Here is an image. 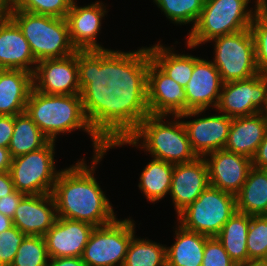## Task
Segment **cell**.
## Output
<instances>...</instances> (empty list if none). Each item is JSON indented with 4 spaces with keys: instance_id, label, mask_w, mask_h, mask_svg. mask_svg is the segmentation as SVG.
Listing matches in <instances>:
<instances>
[{
    "instance_id": "obj_27",
    "label": "cell",
    "mask_w": 267,
    "mask_h": 266,
    "mask_svg": "<svg viewBox=\"0 0 267 266\" xmlns=\"http://www.w3.org/2000/svg\"><path fill=\"white\" fill-rule=\"evenodd\" d=\"M174 165L152 158L140 174L139 190L147 201L154 203L170 193Z\"/></svg>"
},
{
    "instance_id": "obj_22",
    "label": "cell",
    "mask_w": 267,
    "mask_h": 266,
    "mask_svg": "<svg viewBox=\"0 0 267 266\" xmlns=\"http://www.w3.org/2000/svg\"><path fill=\"white\" fill-rule=\"evenodd\" d=\"M32 88V73L5 69L0 76V115L16 116L25 112Z\"/></svg>"
},
{
    "instance_id": "obj_47",
    "label": "cell",
    "mask_w": 267,
    "mask_h": 266,
    "mask_svg": "<svg viewBox=\"0 0 267 266\" xmlns=\"http://www.w3.org/2000/svg\"><path fill=\"white\" fill-rule=\"evenodd\" d=\"M5 68L0 66V76L2 75V73L4 72Z\"/></svg>"
},
{
    "instance_id": "obj_16",
    "label": "cell",
    "mask_w": 267,
    "mask_h": 266,
    "mask_svg": "<svg viewBox=\"0 0 267 266\" xmlns=\"http://www.w3.org/2000/svg\"><path fill=\"white\" fill-rule=\"evenodd\" d=\"M223 81L212 61L194 56V70L184 88L187 111L216 109Z\"/></svg>"
},
{
    "instance_id": "obj_39",
    "label": "cell",
    "mask_w": 267,
    "mask_h": 266,
    "mask_svg": "<svg viewBox=\"0 0 267 266\" xmlns=\"http://www.w3.org/2000/svg\"><path fill=\"white\" fill-rule=\"evenodd\" d=\"M252 166L258 169H267V129L261 144L252 158Z\"/></svg>"
},
{
    "instance_id": "obj_19",
    "label": "cell",
    "mask_w": 267,
    "mask_h": 266,
    "mask_svg": "<svg viewBox=\"0 0 267 266\" xmlns=\"http://www.w3.org/2000/svg\"><path fill=\"white\" fill-rule=\"evenodd\" d=\"M22 233L44 236L57 220L56 203L52 193L25 195L12 218Z\"/></svg>"
},
{
    "instance_id": "obj_36",
    "label": "cell",
    "mask_w": 267,
    "mask_h": 266,
    "mask_svg": "<svg viewBox=\"0 0 267 266\" xmlns=\"http://www.w3.org/2000/svg\"><path fill=\"white\" fill-rule=\"evenodd\" d=\"M201 266H237L217 237L206 240Z\"/></svg>"
},
{
    "instance_id": "obj_8",
    "label": "cell",
    "mask_w": 267,
    "mask_h": 266,
    "mask_svg": "<svg viewBox=\"0 0 267 266\" xmlns=\"http://www.w3.org/2000/svg\"><path fill=\"white\" fill-rule=\"evenodd\" d=\"M10 18L22 30L37 62L44 59L67 57L77 50L69 37L66 18L14 10Z\"/></svg>"
},
{
    "instance_id": "obj_11",
    "label": "cell",
    "mask_w": 267,
    "mask_h": 266,
    "mask_svg": "<svg viewBox=\"0 0 267 266\" xmlns=\"http://www.w3.org/2000/svg\"><path fill=\"white\" fill-rule=\"evenodd\" d=\"M211 41L214 42L212 62L218 69L223 83L246 80L260 73L250 28Z\"/></svg>"
},
{
    "instance_id": "obj_6",
    "label": "cell",
    "mask_w": 267,
    "mask_h": 266,
    "mask_svg": "<svg viewBox=\"0 0 267 266\" xmlns=\"http://www.w3.org/2000/svg\"><path fill=\"white\" fill-rule=\"evenodd\" d=\"M107 13L106 5L102 1L78 6L77 1L73 0L66 20L73 47L77 51L91 54L116 78L126 66L129 51L107 49L97 42L102 19Z\"/></svg>"
},
{
    "instance_id": "obj_25",
    "label": "cell",
    "mask_w": 267,
    "mask_h": 266,
    "mask_svg": "<svg viewBox=\"0 0 267 266\" xmlns=\"http://www.w3.org/2000/svg\"><path fill=\"white\" fill-rule=\"evenodd\" d=\"M235 197L238 212L250 216L267 215V169L252 167Z\"/></svg>"
},
{
    "instance_id": "obj_23",
    "label": "cell",
    "mask_w": 267,
    "mask_h": 266,
    "mask_svg": "<svg viewBox=\"0 0 267 266\" xmlns=\"http://www.w3.org/2000/svg\"><path fill=\"white\" fill-rule=\"evenodd\" d=\"M171 247L166 246V266H201L206 235L185 229L177 222Z\"/></svg>"
},
{
    "instance_id": "obj_5",
    "label": "cell",
    "mask_w": 267,
    "mask_h": 266,
    "mask_svg": "<svg viewBox=\"0 0 267 266\" xmlns=\"http://www.w3.org/2000/svg\"><path fill=\"white\" fill-rule=\"evenodd\" d=\"M33 89L52 95L115 94L116 78L91 54L82 51L37 62Z\"/></svg>"
},
{
    "instance_id": "obj_13",
    "label": "cell",
    "mask_w": 267,
    "mask_h": 266,
    "mask_svg": "<svg viewBox=\"0 0 267 266\" xmlns=\"http://www.w3.org/2000/svg\"><path fill=\"white\" fill-rule=\"evenodd\" d=\"M267 110V76L259 73L246 80L223 83L215 112L231 118Z\"/></svg>"
},
{
    "instance_id": "obj_17",
    "label": "cell",
    "mask_w": 267,
    "mask_h": 266,
    "mask_svg": "<svg viewBox=\"0 0 267 266\" xmlns=\"http://www.w3.org/2000/svg\"><path fill=\"white\" fill-rule=\"evenodd\" d=\"M209 186L208 166L204 157L174 165L169 195L178 216Z\"/></svg>"
},
{
    "instance_id": "obj_7",
    "label": "cell",
    "mask_w": 267,
    "mask_h": 266,
    "mask_svg": "<svg viewBox=\"0 0 267 266\" xmlns=\"http://www.w3.org/2000/svg\"><path fill=\"white\" fill-rule=\"evenodd\" d=\"M251 0H205L195 27L187 34L186 46L193 49L212 39L249 29L257 11Z\"/></svg>"
},
{
    "instance_id": "obj_1",
    "label": "cell",
    "mask_w": 267,
    "mask_h": 266,
    "mask_svg": "<svg viewBox=\"0 0 267 266\" xmlns=\"http://www.w3.org/2000/svg\"><path fill=\"white\" fill-rule=\"evenodd\" d=\"M115 94L52 95L31 90L26 113L50 140L82 130L92 140L93 155L108 151L114 125Z\"/></svg>"
},
{
    "instance_id": "obj_37",
    "label": "cell",
    "mask_w": 267,
    "mask_h": 266,
    "mask_svg": "<svg viewBox=\"0 0 267 266\" xmlns=\"http://www.w3.org/2000/svg\"><path fill=\"white\" fill-rule=\"evenodd\" d=\"M25 196L24 193L15 190L9 195L0 198V213L13 218L15 210L18 207L21 199Z\"/></svg>"
},
{
    "instance_id": "obj_10",
    "label": "cell",
    "mask_w": 267,
    "mask_h": 266,
    "mask_svg": "<svg viewBox=\"0 0 267 266\" xmlns=\"http://www.w3.org/2000/svg\"><path fill=\"white\" fill-rule=\"evenodd\" d=\"M55 142L12 158L10 175L15 189L25 195L50 194L54 189L60 169L55 166Z\"/></svg>"
},
{
    "instance_id": "obj_38",
    "label": "cell",
    "mask_w": 267,
    "mask_h": 266,
    "mask_svg": "<svg viewBox=\"0 0 267 266\" xmlns=\"http://www.w3.org/2000/svg\"><path fill=\"white\" fill-rule=\"evenodd\" d=\"M14 130V116L0 115V147L8 148Z\"/></svg>"
},
{
    "instance_id": "obj_31",
    "label": "cell",
    "mask_w": 267,
    "mask_h": 266,
    "mask_svg": "<svg viewBox=\"0 0 267 266\" xmlns=\"http://www.w3.org/2000/svg\"><path fill=\"white\" fill-rule=\"evenodd\" d=\"M49 256L43 236L27 235L11 266H48Z\"/></svg>"
},
{
    "instance_id": "obj_18",
    "label": "cell",
    "mask_w": 267,
    "mask_h": 266,
    "mask_svg": "<svg viewBox=\"0 0 267 266\" xmlns=\"http://www.w3.org/2000/svg\"><path fill=\"white\" fill-rule=\"evenodd\" d=\"M94 228L87 222L57 217L43 236L49 258L81 257Z\"/></svg>"
},
{
    "instance_id": "obj_21",
    "label": "cell",
    "mask_w": 267,
    "mask_h": 266,
    "mask_svg": "<svg viewBox=\"0 0 267 266\" xmlns=\"http://www.w3.org/2000/svg\"><path fill=\"white\" fill-rule=\"evenodd\" d=\"M267 129L265 112L232 118L224 149L252 159Z\"/></svg>"
},
{
    "instance_id": "obj_43",
    "label": "cell",
    "mask_w": 267,
    "mask_h": 266,
    "mask_svg": "<svg viewBox=\"0 0 267 266\" xmlns=\"http://www.w3.org/2000/svg\"><path fill=\"white\" fill-rule=\"evenodd\" d=\"M15 10V0H0V19L10 18Z\"/></svg>"
},
{
    "instance_id": "obj_26",
    "label": "cell",
    "mask_w": 267,
    "mask_h": 266,
    "mask_svg": "<svg viewBox=\"0 0 267 266\" xmlns=\"http://www.w3.org/2000/svg\"><path fill=\"white\" fill-rule=\"evenodd\" d=\"M249 225L250 215L236 211L216 236L237 265L249 261L246 245Z\"/></svg>"
},
{
    "instance_id": "obj_34",
    "label": "cell",
    "mask_w": 267,
    "mask_h": 266,
    "mask_svg": "<svg viewBox=\"0 0 267 266\" xmlns=\"http://www.w3.org/2000/svg\"><path fill=\"white\" fill-rule=\"evenodd\" d=\"M259 72L267 76V20L256 11L250 26Z\"/></svg>"
},
{
    "instance_id": "obj_41",
    "label": "cell",
    "mask_w": 267,
    "mask_h": 266,
    "mask_svg": "<svg viewBox=\"0 0 267 266\" xmlns=\"http://www.w3.org/2000/svg\"><path fill=\"white\" fill-rule=\"evenodd\" d=\"M10 172H0V198L15 191Z\"/></svg>"
},
{
    "instance_id": "obj_45",
    "label": "cell",
    "mask_w": 267,
    "mask_h": 266,
    "mask_svg": "<svg viewBox=\"0 0 267 266\" xmlns=\"http://www.w3.org/2000/svg\"><path fill=\"white\" fill-rule=\"evenodd\" d=\"M257 11L267 20V0H257Z\"/></svg>"
},
{
    "instance_id": "obj_44",
    "label": "cell",
    "mask_w": 267,
    "mask_h": 266,
    "mask_svg": "<svg viewBox=\"0 0 267 266\" xmlns=\"http://www.w3.org/2000/svg\"><path fill=\"white\" fill-rule=\"evenodd\" d=\"M13 220L9 216L0 213V233L13 227Z\"/></svg>"
},
{
    "instance_id": "obj_30",
    "label": "cell",
    "mask_w": 267,
    "mask_h": 266,
    "mask_svg": "<svg viewBox=\"0 0 267 266\" xmlns=\"http://www.w3.org/2000/svg\"><path fill=\"white\" fill-rule=\"evenodd\" d=\"M153 2L172 23L186 25L192 22L190 32L201 15L205 0H153Z\"/></svg>"
},
{
    "instance_id": "obj_3",
    "label": "cell",
    "mask_w": 267,
    "mask_h": 266,
    "mask_svg": "<svg viewBox=\"0 0 267 266\" xmlns=\"http://www.w3.org/2000/svg\"><path fill=\"white\" fill-rule=\"evenodd\" d=\"M171 117L142 112H114L108 150L128 144L148 152L154 159L173 165L194 161L198 156L192 150L181 118Z\"/></svg>"
},
{
    "instance_id": "obj_20",
    "label": "cell",
    "mask_w": 267,
    "mask_h": 266,
    "mask_svg": "<svg viewBox=\"0 0 267 266\" xmlns=\"http://www.w3.org/2000/svg\"><path fill=\"white\" fill-rule=\"evenodd\" d=\"M37 61L22 30L11 19H0V66L33 74Z\"/></svg>"
},
{
    "instance_id": "obj_15",
    "label": "cell",
    "mask_w": 267,
    "mask_h": 266,
    "mask_svg": "<svg viewBox=\"0 0 267 266\" xmlns=\"http://www.w3.org/2000/svg\"><path fill=\"white\" fill-rule=\"evenodd\" d=\"M208 166L209 185L236 195L245 183L252 159L225 149L204 156Z\"/></svg>"
},
{
    "instance_id": "obj_12",
    "label": "cell",
    "mask_w": 267,
    "mask_h": 266,
    "mask_svg": "<svg viewBox=\"0 0 267 266\" xmlns=\"http://www.w3.org/2000/svg\"><path fill=\"white\" fill-rule=\"evenodd\" d=\"M131 217L118 218L105 226L95 227L81 258L88 266H123L127 249L135 232Z\"/></svg>"
},
{
    "instance_id": "obj_32",
    "label": "cell",
    "mask_w": 267,
    "mask_h": 266,
    "mask_svg": "<svg viewBox=\"0 0 267 266\" xmlns=\"http://www.w3.org/2000/svg\"><path fill=\"white\" fill-rule=\"evenodd\" d=\"M249 261H264L267 257V215L250 216L247 235Z\"/></svg>"
},
{
    "instance_id": "obj_9",
    "label": "cell",
    "mask_w": 267,
    "mask_h": 266,
    "mask_svg": "<svg viewBox=\"0 0 267 266\" xmlns=\"http://www.w3.org/2000/svg\"><path fill=\"white\" fill-rule=\"evenodd\" d=\"M236 211L235 195L209 185L177 216V222L187 230L216 237Z\"/></svg>"
},
{
    "instance_id": "obj_42",
    "label": "cell",
    "mask_w": 267,
    "mask_h": 266,
    "mask_svg": "<svg viewBox=\"0 0 267 266\" xmlns=\"http://www.w3.org/2000/svg\"><path fill=\"white\" fill-rule=\"evenodd\" d=\"M12 156L8 148L0 147V172H9Z\"/></svg>"
},
{
    "instance_id": "obj_24",
    "label": "cell",
    "mask_w": 267,
    "mask_h": 266,
    "mask_svg": "<svg viewBox=\"0 0 267 266\" xmlns=\"http://www.w3.org/2000/svg\"><path fill=\"white\" fill-rule=\"evenodd\" d=\"M161 41L151 47L140 49L170 78L179 83L183 88L187 86L193 70L194 56L190 54H178L173 47L161 45Z\"/></svg>"
},
{
    "instance_id": "obj_4",
    "label": "cell",
    "mask_w": 267,
    "mask_h": 266,
    "mask_svg": "<svg viewBox=\"0 0 267 266\" xmlns=\"http://www.w3.org/2000/svg\"><path fill=\"white\" fill-rule=\"evenodd\" d=\"M107 152L93 155L91 165L85 157L61 169L52 195L57 217L83 221L101 227L114 222L117 216L112 203L95 178L98 165Z\"/></svg>"
},
{
    "instance_id": "obj_46",
    "label": "cell",
    "mask_w": 267,
    "mask_h": 266,
    "mask_svg": "<svg viewBox=\"0 0 267 266\" xmlns=\"http://www.w3.org/2000/svg\"><path fill=\"white\" fill-rule=\"evenodd\" d=\"M237 266H267L264 261H248L246 263L238 264Z\"/></svg>"
},
{
    "instance_id": "obj_29",
    "label": "cell",
    "mask_w": 267,
    "mask_h": 266,
    "mask_svg": "<svg viewBox=\"0 0 267 266\" xmlns=\"http://www.w3.org/2000/svg\"><path fill=\"white\" fill-rule=\"evenodd\" d=\"M123 266H166V246L134 235Z\"/></svg>"
},
{
    "instance_id": "obj_2",
    "label": "cell",
    "mask_w": 267,
    "mask_h": 266,
    "mask_svg": "<svg viewBox=\"0 0 267 266\" xmlns=\"http://www.w3.org/2000/svg\"><path fill=\"white\" fill-rule=\"evenodd\" d=\"M114 112L178 116L187 112V97L184 88L139 48L129 52L116 77Z\"/></svg>"
},
{
    "instance_id": "obj_35",
    "label": "cell",
    "mask_w": 267,
    "mask_h": 266,
    "mask_svg": "<svg viewBox=\"0 0 267 266\" xmlns=\"http://www.w3.org/2000/svg\"><path fill=\"white\" fill-rule=\"evenodd\" d=\"M27 235L16 226L0 233V266H11L17 250Z\"/></svg>"
},
{
    "instance_id": "obj_28",
    "label": "cell",
    "mask_w": 267,
    "mask_h": 266,
    "mask_svg": "<svg viewBox=\"0 0 267 266\" xmlns=\"http://www.w3.org/2000/svg\"><path fill=\"white\" fill-rule=\"evenodd\" d=\"M49 141L26 111L14 116V130L8 146L12 158L38 150Z\"/></svg>"
},
{
    "instance_id": "obj_33",
    "label": "cell",
    "mask_w": 267,
    "mask_h": 266,
    "mask_svg": "<svg viewBox=\"0 0 267 266\" xmlns=\"http://www.w3.org/2000/svg\"><path fill=\"white\" fill-rule=\"evenodd\" d=\"M73 0H15V10L66 18Z\"/></svg>"
},
{
    "instance_id": "obj_14",
    "label": "cell",
    "mask_w": 267,
    "mask_h": 266,
    "mask_svg": "<svg viewBox=\"0 0 267 266\" xmlns=\"http://www.w3.org/2000/svg\"><path fill=\"white\" fill-rule=\"evenodd\" d=\"M205 112L206 110H193L178 115L183 119L192 150L198 157L224 149L232 124V118L225 114L216 113L217 115L206 116ZM200 115L202 116L198 118ZM190 117L196 119L184 120Z\"/></svg>"
},
{
    "instance_id": "obj_40",
    "label": "cell",
    "mask_w": 267,
    "mask_h": 266,
    "mask_svg": "<svg viewBox=\"0 0 267 266\" xmlns=\"http://www.w3.org/2000/svg\"><path fill=\"white\" fill-rule=\"evenodd\" d=\"M48 266H88L81 257L49 258Z\"/></svg>"
}]
</instances>
